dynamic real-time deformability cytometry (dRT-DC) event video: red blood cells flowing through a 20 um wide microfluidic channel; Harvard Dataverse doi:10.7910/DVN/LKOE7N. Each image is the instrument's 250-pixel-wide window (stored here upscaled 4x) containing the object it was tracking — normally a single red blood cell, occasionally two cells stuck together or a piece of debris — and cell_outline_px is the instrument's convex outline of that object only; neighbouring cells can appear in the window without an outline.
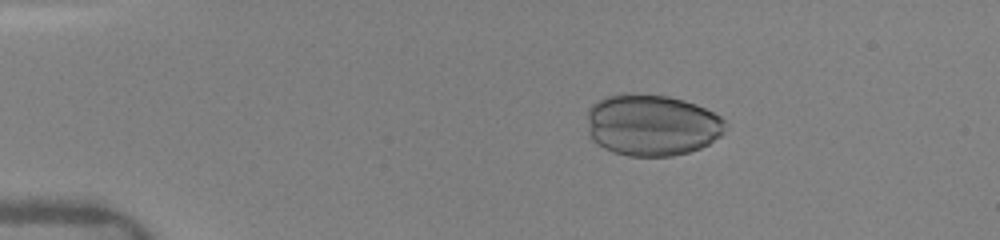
{"species": "human", "species_latin": "Homo sapiens", "temperature_condition": "warm", "stored_images_in_passage": 43, "camera_frame_rate_fps": 3000, "um_per_image_px": 0.085, "donor": {"sex": "female"}, "frame": {"image": 1, "passage_image": 6, "time_ms": 2.667, "image_size_px": [1000, 240], "cell_outline_px": [[728, 124], [720, 136], [708, 144], [700, 148], [688, 152], [672, 156], [628, 156], [612, 152], [604, 148], [592, 140], [588, 132], [588, 108], [592, 104], [608, 96], [668, 96], [684, 100], [696, 104], [720, 116]], "centroid_in_image_um": [55.42, 10.67], "position_along_channel_um": 29.6, "area_um2": 48.96}}
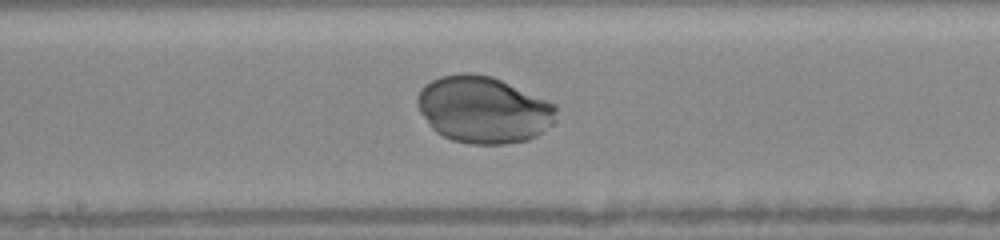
{"frame": {"image": 2, "passage_image": 20, "time_ms": 8.667, "image_size_px": [1000, 240], "cell_outline_px": [[556, 120], [552, 124], [536, 136], [528, 140], [500, 144], [472, 144], [452, 140], [436, 132], [432, 128], [420, 112], [416, 104], [416, 100], [420, 88], [424, 84], [440, 76], [460, 72], [468, 72], [492, 76], [556, 104]], "centroid_in_image_um": [41.07, 9.31], "position_along_channel_um": 207.1, "area_um2": 54.16}}
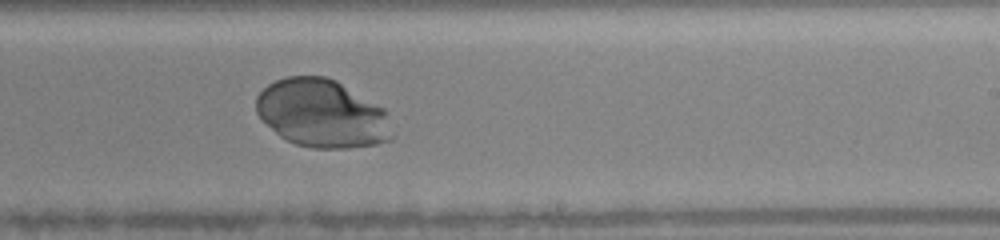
{"frame": {"image": 3, "passage_image": 26, "time_ms": 10.0, "image_size_px": [1000, 240], "cell_outline_px": [[392, 140], [376, 144], [348, 148], [312, 148], [296, 144], [280, 136], [256, 112], [256, 96], [268, 84], [276, 80], [288, 76], [324, 76], [336, 80], [384, 108], [392, 136]], "centroid_in_image_um": [27.36, 9.64], "position_along_channel_um": 261.6, "area_um2": 53.52}}